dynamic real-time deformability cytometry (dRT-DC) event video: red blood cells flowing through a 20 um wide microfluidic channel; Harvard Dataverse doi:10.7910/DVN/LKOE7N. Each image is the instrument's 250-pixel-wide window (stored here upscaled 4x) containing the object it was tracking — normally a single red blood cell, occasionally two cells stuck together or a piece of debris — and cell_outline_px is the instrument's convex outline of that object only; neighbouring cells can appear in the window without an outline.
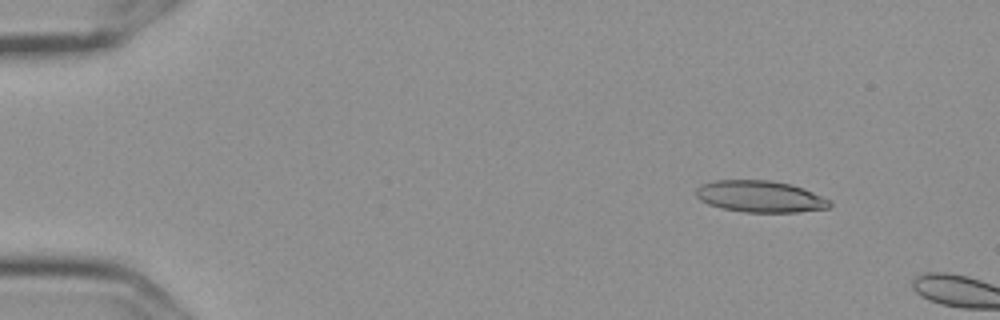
{"species": "Egyptian fruit bat (a non-hibernating species)", "species_latin": "Rousettus aegyptiacus", "temperature_condition": "cold", "stored_images_in_passage": 4, "camera_frame_rate_fps": 3000, "um_per_image_px": 0.085, "frame": {"image": 1, "passage_image": 1, "time_ms": 0.0, "image_size_px": [1000, 320], "cell_outline_px": [[832, 204], [828, 208], [800, 212], [744, 212], [720, 208], [708, 204], [700, 200], [696, 196], [696, 188], [700, 184], [716, 180], [768, 180], [792, 184], [804, 188], [832, 200]], "centroid_in_image_um": [64.63, 16.7], "position_along_channel_um": 20.4, "area_um2": 24.91}}